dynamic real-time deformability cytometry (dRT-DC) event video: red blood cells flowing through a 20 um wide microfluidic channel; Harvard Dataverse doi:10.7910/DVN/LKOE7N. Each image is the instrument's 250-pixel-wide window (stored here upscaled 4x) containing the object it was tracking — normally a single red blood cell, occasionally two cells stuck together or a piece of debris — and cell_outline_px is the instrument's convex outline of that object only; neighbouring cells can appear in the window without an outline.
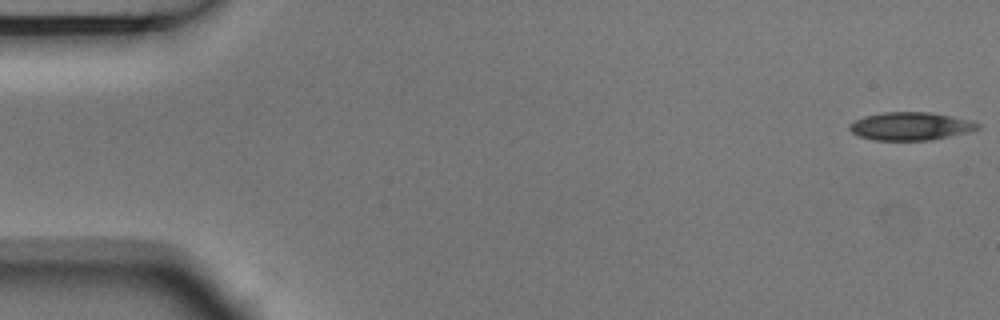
{"species": "Egyptian fruit bat (a non-hibernating species)", "species_latin": "Rousettus aegyptiacus", "temperature_condition": "room temperature", "stored_images_in_passage": 4, "camera_frame_rate_fps": 3000, "um_per_image_px": 0.085, "animal": {"sex": "male"}, "frame": {"image": 1, "passage_image": 1, "time_ms": 0.0, "image_size_px": [1000, 320], "cell_outline_px": [[980, 128], [968, 132], [932, 140], [872, 140], [856, 136], [848, 128], [848, 124], [864, 116], [884, 112], [928, 112], [952, 116], [972, 120], [980, 124]], "centroid_in_image_um": [77.38, 10.73], "position_along_channel_um": 7.6, "area_um2": 21.1}}
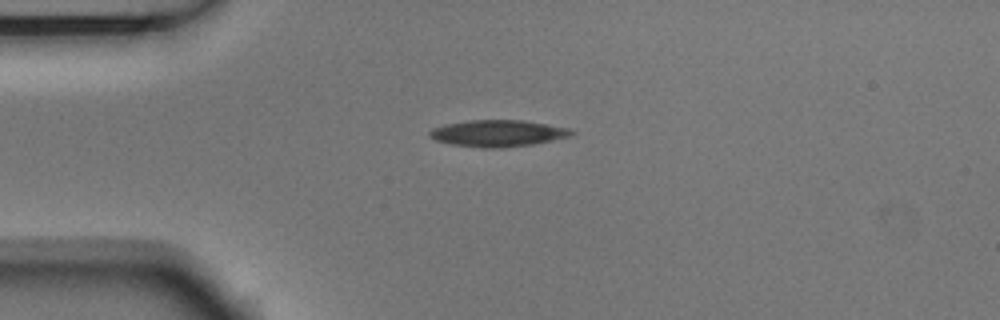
{"frame": {"image": 2, "passage_image": 4, "time_ms": 1.0, "image_size_px": [1000, 320], "cell_outline_px": [[576, 132], [572, 136], [532, 144], [504, 148], [480, 148], [452, 144], [436, 140], [428, 136], [428, 132], [432, 128], [444, 124], [468, 120], [524, 120], [572, 128]], "centroid_in_image_um": [42.34, 11.32], "position_along_channel_um": 42.7, "area_um2": 22.31}}